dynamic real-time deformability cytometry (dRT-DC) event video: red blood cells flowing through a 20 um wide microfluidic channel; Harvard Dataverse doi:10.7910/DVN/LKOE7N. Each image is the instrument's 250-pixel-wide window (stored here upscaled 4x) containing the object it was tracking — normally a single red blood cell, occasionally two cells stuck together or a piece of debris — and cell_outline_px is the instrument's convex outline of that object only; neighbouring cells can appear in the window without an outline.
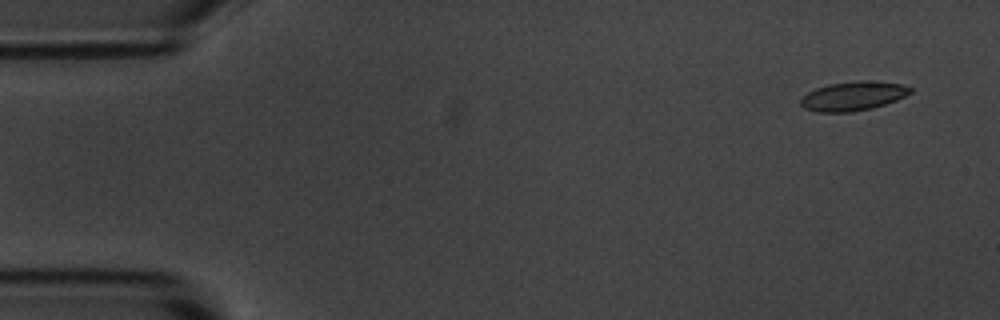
{"species": "common noctule bat (a hibernating species)", "species_latin": "Nyctalus noctula", "temperature_condition": "room temperature", "stored_images_in_passage": 6, "camera_frame_rate_fps": 3000, "um_per_image_px": 0.085, "animal": {"sex": "male", "body_mass_g": 20.1, "forearm_length_mm": 53.5}, "frame": {"image": 1, "passage_image": 1, "time_ms": 0.0, "image_size_px": [1000, 320], "cell_outline_px": [[912, 92], [896, 100], [872, 108], [852, 112], [816, 112], [804, 108], [800, 104], [800, 100], [808, 92], [816, 88], [828, 84], [860, 80], [900, 84], [912, 88]], "centroid_in_image_um": [72.48, 8.17], "position_along_channel_um": 12.5, "area_um2": 18.44}}
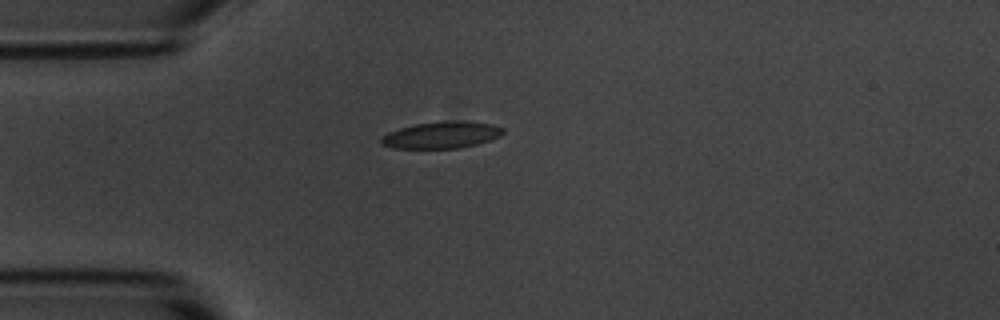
{"frame": {"image": 2, "passage_image": 4, "time_ms": 3.667, "image_size_px": [1000, 320], "cell_outline_px": [[504, 132], [500, 136], [476, 144], [460, 148], [392, 148], [384, 144], [380, 140], [388, 132], [400, 128], [416, 124], [460, 120], [488, 124], [504, 128]], "centroid_in_image_um": [37.54, 11.48], "position_along_channel_um": 47.5, "area_um2": 18.55}}